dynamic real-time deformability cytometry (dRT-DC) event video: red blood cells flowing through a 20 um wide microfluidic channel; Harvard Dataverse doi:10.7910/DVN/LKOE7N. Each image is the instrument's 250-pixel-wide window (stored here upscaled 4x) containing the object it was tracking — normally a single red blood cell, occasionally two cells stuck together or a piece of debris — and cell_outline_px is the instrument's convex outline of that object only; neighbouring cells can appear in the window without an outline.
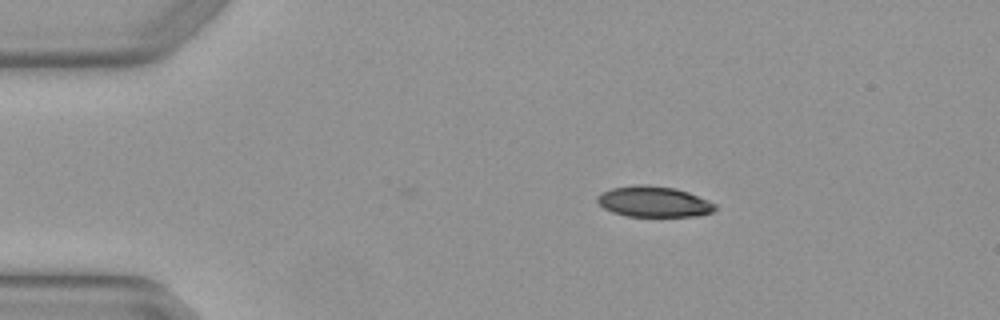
{"species": "Egyptian fruit bat (a non-hibernating species)", "species_latin": "Rousettus aegyptiacus", "temperature_condition": "warm", "stored_images_in_passage": 2, "camera_frame_rate_fps": 3000, "um_per_image_px": 0.085, "animal": {"sex": "female"}, "frame": {"image": 1, "passage_image": 2, "time_ms": 0.333, "image_size_px": [1000, 320], "cell_outline_px": [[716, 212], [696, 216], [628, 216], [612, 212], [604, 208], [596, 200], [596, 196], [600, 192], [612, 188], [636, 184], [644, 184], [676, 188], [688, 192], [716, 204]], "centroid_in_image_um": [55.56, 17.14], "position_along_channel_um": 29.4, "area_um2": 21.21}}